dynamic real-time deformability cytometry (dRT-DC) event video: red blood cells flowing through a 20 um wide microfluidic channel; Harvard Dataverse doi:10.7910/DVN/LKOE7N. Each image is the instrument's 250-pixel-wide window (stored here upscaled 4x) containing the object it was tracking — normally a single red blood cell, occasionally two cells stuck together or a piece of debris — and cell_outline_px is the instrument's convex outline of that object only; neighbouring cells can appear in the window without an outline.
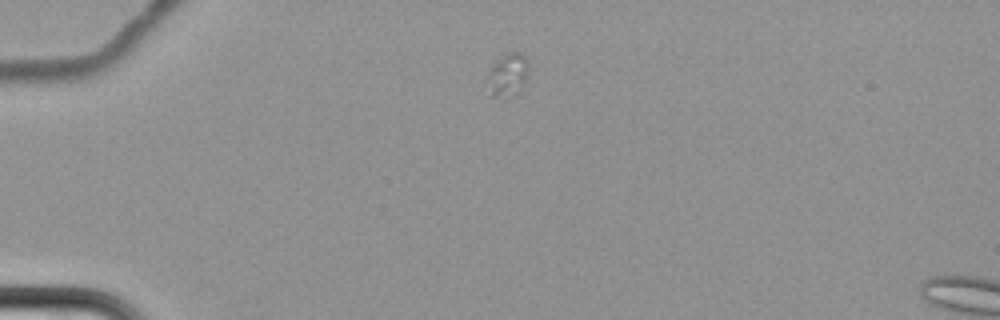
{"species": "common noctule bat (a hibernating species)", "species_latin": "Nyctalus noctula", "temperature_condition": "cold", "stored_images_in_passage": 2, "camera_frame_rate_fps": 3000, "um_per_image_px": 0.085, "animal": {"sex": "female", "body_mass_g": 22.7, "forearm_length_mm": 54.2}, "frame": {"image": 1, "passage_image": 1, "time_ms": 0.0, "image_size_px": [1000, 320], "cell_outline_px": [[528, 72], [524, 84], [516, 96], [488, 96], [484, 80], [492, 64], [504, 52], [524, 52], [528, 60]], "centroid_in_image_um": [43.11, 6.35], "position_along_channel_um": 41.9, "area_um2": 11.1}}